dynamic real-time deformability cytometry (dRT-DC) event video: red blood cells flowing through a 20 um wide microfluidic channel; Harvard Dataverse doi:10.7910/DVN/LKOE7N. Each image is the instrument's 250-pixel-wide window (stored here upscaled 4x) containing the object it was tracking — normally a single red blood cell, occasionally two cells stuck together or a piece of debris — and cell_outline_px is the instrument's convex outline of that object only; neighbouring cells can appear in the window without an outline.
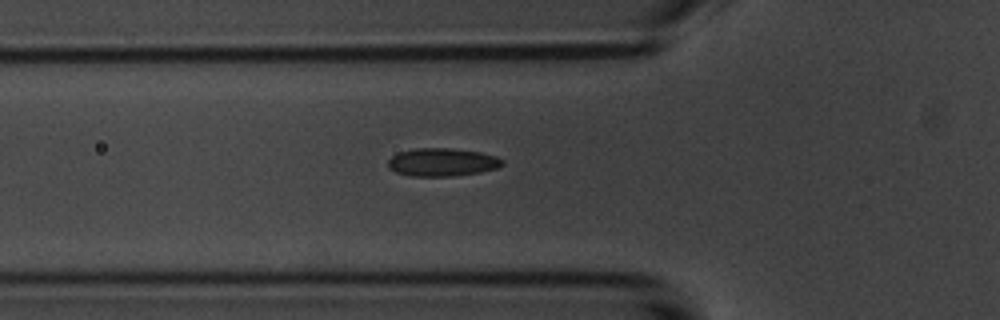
{"species": "common noctule bat (a hibernating species)", "species_latin": "Nyctalus noctula", "temperature_condition": "room temperature", "stored_images_in_passage": 5, "camera_frame_rate_fps": 3000, "um_per_image_px": 0.085, "animal": {"sex": "male", "body_mass_g": 20.1, "forearm_length_mm": 53.5}, "frame": {"image": 1, "passage_image": 5, "time_ms": 5.667, "image_size_px": [1000, 320], "cell_outline_px": [[504, 164], [496, 168], [480, 172], [456, 176], [412, 176], [396, 172], [388, 168], [388, 160], [392, 156], [400, 152], [416, 148], [448, 148], [480, 152], [496, 156], [504, 160]], "centroid_in_image_um": [37.59, 13.79], "position_along_channel_um": 88.2, "area_um2": 18.67}}